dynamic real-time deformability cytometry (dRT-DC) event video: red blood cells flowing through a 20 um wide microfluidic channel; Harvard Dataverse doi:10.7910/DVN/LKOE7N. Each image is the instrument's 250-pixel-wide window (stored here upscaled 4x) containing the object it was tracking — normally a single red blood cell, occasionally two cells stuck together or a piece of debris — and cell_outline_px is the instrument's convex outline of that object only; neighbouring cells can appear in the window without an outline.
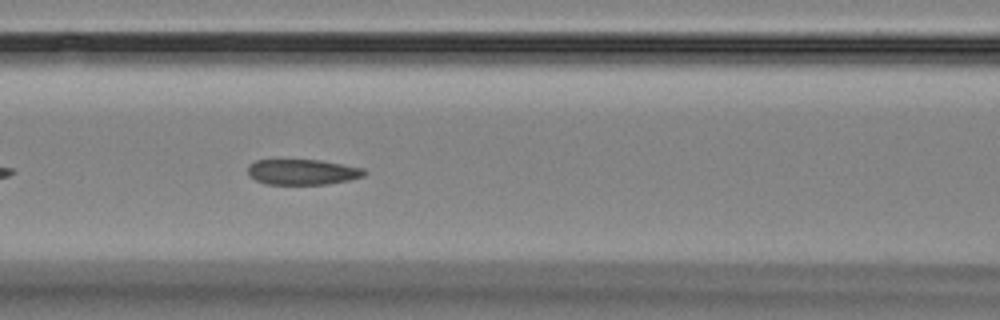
{"species": "Egyptian fruit bat (a non-hibernating species)", "species_latin": "Rousettus aegyptiacus", "temperature_condition": "room temperature", "stored_images_in_passage": 6, "camera_frame_rate_fps": 3000, "um_per_image_px": 0.085, "animal": {"sex": "female"}, "frame": {"image": 1, "passage_image": 6, "time_ms": 5.667, "image_size_px": [1000, 320], "cell_outline_px": [[368, 172], [364, 176], [348, 180], [328, 184], [268, 184], [256, 180], [248, 176], [248, 164], [256, 160], [320, 160], [364, 168]], "centroid_in_image_um": [25.71, 14.61], "position_along_channel_um": 140.9, "area_um2": 17.34}}